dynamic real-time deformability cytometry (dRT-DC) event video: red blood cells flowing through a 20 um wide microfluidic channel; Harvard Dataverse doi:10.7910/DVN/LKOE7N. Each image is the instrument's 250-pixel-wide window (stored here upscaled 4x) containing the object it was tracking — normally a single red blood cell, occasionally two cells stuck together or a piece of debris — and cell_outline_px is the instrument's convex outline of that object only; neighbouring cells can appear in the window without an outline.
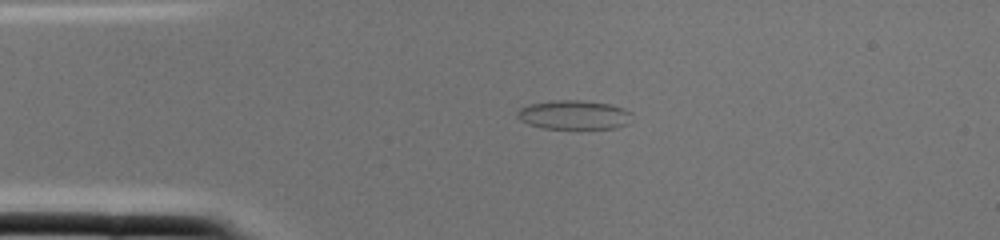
{"species": "common noctule bat (a hibernating species)", "species_latin": "Nyctalus noctula", "temperature_condition": "cold", "stored_images_in_passage": 1, "camera_frame_rate_fps": 3000, "um_per_image_px": 0.085, "animal": {"sex": "female", "body_mass_g": 22.0, "forearm_length_mm": 56.7}, "frame": {"image": 1, "passage_image": 1, "time_ms": 0.0, "image_size_px": [1000, 240], "cell_outline_px": [[632, 112], [628, 124], [616, 128], [544, 128], [528, 124], [520, 120], [516, 116], [516, 112], [520, 108], [528, 104], [552, 100], [580, 100], [612, 104], [624, 108]], "centroid_in_image_um": [48.78, 9.75], "position_along_channel_um": 36.2, "area_um2": 19.59}}